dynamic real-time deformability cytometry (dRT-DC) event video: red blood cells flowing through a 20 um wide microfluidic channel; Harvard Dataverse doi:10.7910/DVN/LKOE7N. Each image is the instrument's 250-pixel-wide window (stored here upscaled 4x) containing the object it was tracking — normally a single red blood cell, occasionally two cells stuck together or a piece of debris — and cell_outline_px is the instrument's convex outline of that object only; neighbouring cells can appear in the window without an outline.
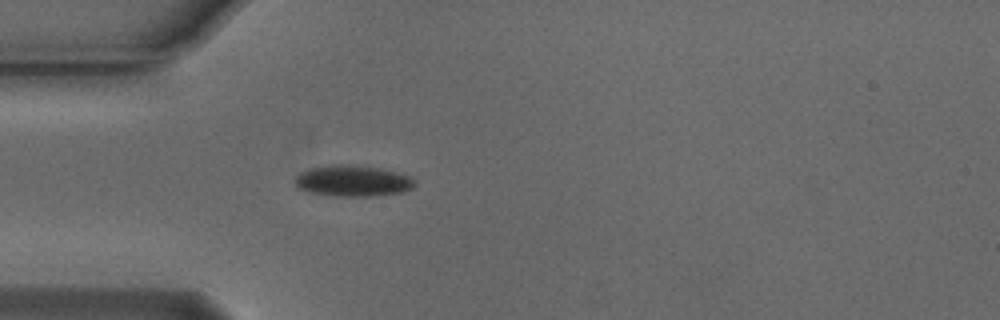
{"species": "Egyptian fruit bat (a non-hibernating species)", "species_latin": "Rousettus aegyptiacus", "temperature_condition": "cold", "stored_images_in_passage": 5, "camera_frame_rate_fps": 3000, "um_per_image_px": 0.085, "animal": {"sex": "male"}, "frame": {"image": 1, "passage_image": 1, "time_ms": 0.0, "image_size_px": [1000, 320], "cell_outline_px": [[416, 184], [412, 188], [404, 192], [368, 196], [332, 196], [312, 192], [296, 188], [296, 176], [300, 172], [312, 168], [332, 164], [348, 164], [380, 168], [412, 176], [416, 180]], "centroid_in_image_um": [30.02, 15.37], "position_along_channel_um": 55.0, "area_um2": 21.79}}